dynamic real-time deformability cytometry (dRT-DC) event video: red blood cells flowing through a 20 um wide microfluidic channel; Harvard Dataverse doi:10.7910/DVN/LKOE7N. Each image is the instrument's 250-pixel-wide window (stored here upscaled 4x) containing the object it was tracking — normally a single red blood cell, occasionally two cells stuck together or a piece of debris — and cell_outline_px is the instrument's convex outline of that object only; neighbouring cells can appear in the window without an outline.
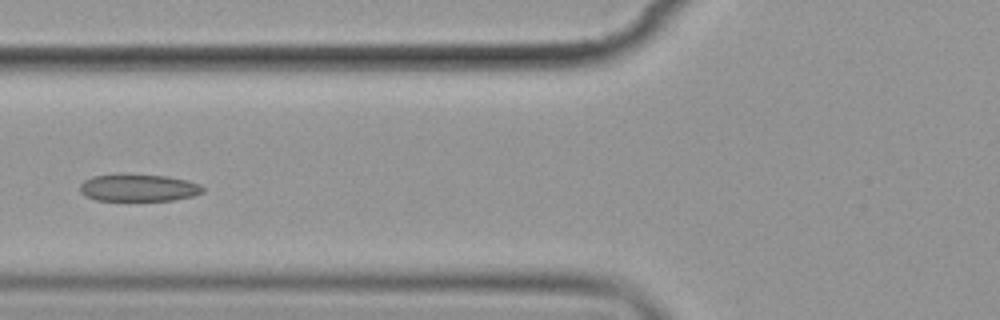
{"species": "common noctule bat (a hibernating species)", "species_latin": "Nyctalus noctula", "temperature_condition": "cold", "stored_images_in_passage": 12, "camera_frame_rate_fps": 3000, "um_per_image_px": 0.085, "animal": {"sex": "female", "body_mass_g": 19.9}, "frame": {"image": 1, "passage_image": 5, "time_ms": 5.667, "image_size_px": [1000, 320], "cell_outline_px": [[204, 192], [192, 196], [172, 200], [96, 200], [84, 196], [80, 192], [80, 184], [84, 180], [92, 176], [116, 172], [164, 176], [184, 180], [200, 184], [204, 188]], "centroid_in_image_um": [11.7, 15.93], "position_along_channel_um": 114.1, "area_um2": 19.83}}
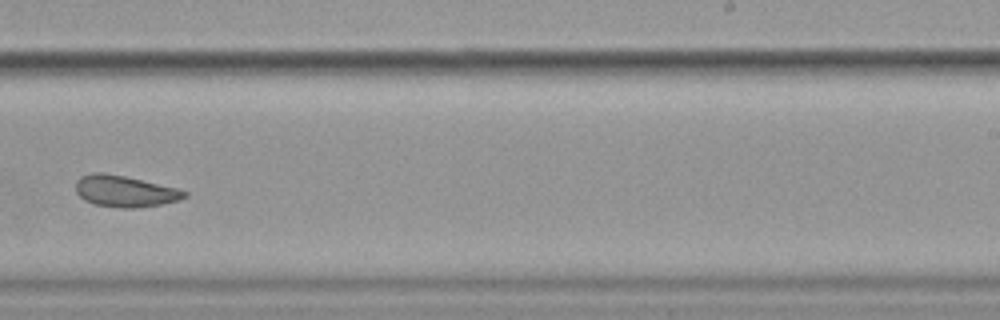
{"frame": {"image": 2, "passage_image": 9, "time_ms": 10.333, "image_size_px": [1000, 320], "cell_outline_px": [[188, 196], [180, 200], [160, 204], [132, 208], [120, 208], [96, 204], [84, 200], [76, 192], [76, 180], [80, 176], [92, 172], [104, 172], [124, 176], [176, 188], [188, 192]], "centroid_in_image_um": [10.59, 16.24], "position_along_channel_um": 278.4, "area_um2": 19.77}}
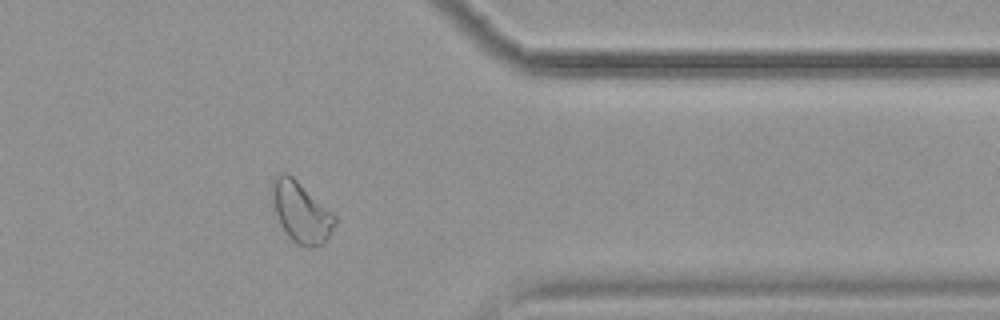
{"frame": {"image": 3, "passage_image": 12, "time_ms": 13.667, "image_size_px": [1000, 320], "cell_outline_px": [[336, 224], [324, 244], [312, 248], [308, 248], [296, 244], [288, 236], [280, 224], [276, 212], [272, 192], [272, 184], [276, 176], [280, 172], [288, 172], [332, 212], [336, 216]], "centroid_in_image_um": [25.62, 18.06], "position_along_channel_um": 385.8, "area_um2": 22.02}, "authors_computed_cell_mechanics": {"area_um2": 20.4323, "velocity_mm_per_s": 3.529, "shape_relaxation_time_tau1_ms": 5.284, "shape_relaxation_time_tau2_ms": 1.6691, "deformation_change_tau1": 0.1053, "deformation_change_tau2": 0.0574}}